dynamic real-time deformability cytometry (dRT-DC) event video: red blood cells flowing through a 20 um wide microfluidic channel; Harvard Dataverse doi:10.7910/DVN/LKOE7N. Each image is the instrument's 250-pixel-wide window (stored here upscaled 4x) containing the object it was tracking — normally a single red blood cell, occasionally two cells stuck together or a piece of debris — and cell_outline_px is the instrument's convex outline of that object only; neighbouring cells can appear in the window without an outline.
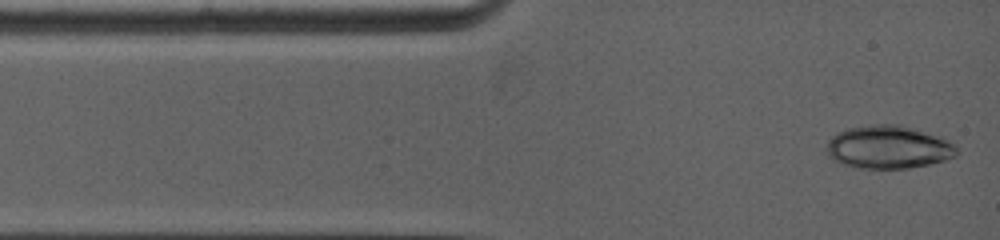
{"species": "common noctule bat (a hibernating species)", "species_latin": "Nyctalus noctula", "temperature_condition": "warm", "stored_images_in_passage": 6, "camera_frame_rate_fps": 5000, "um_per_image_px": 0.085, "animal": {"sex": "female", "body_mass_g": 19.0, "forearm_length_mm": 53.3}, "frame": {"image": 1, "passage_image": 1, "time_ms": 0.0, "image_size_px": [1000, 240], "cell_outline_px": [[956, 156], [944, 160], [928, 164], [908, 168], [856, 168], [832, 160], [828, 156], [824, 148], [828, 140], [836, 132], [848, 128], [872, 124], [896, 124], [916, 128], [948, 140], [956, 144]], "centroid_in_image_um": [75.46, 12.5], "position_along_channel_um": 9.5, "area_um2": 32.89}}